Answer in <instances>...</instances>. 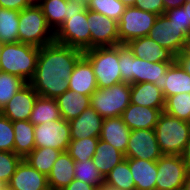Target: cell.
<instances>
[{"mask_svg": "<svg viewBox=\"0 0 190 190\" xmlns=\"http://www.w3.org/2000/svg\"><path fill=\"white\" fill-rule=\"evenodd\" d=\"M134 6L158 16L164 14L163 0H136Z\"/></svg>", "mask_w": 190, "mask_h": 190, "instance_id": "obj_43", "label": "cell"}, {"mask_svg": "<svg viewBox=\"0 0 190 190\" xmlns=\"http://www.w3.org/2000/svg\"><path fill=\"white\" fill-rule=\"evenodd\" d=\"M40 48L22 42L3 44L0 55V71L24 79L33 78Z\"/></svg>", "mask_w": 190, "mask_h": 190, "instance_id": "obj_3", "label": "cell"}, {"mask_svg": "<svg viewBox=\"0 0 190 190\" xmlns=\"http://www.w3.org/2000/svg\"><path fill=\"white\" fill-rule=\"evenodd\" d=\"M99 190H120L118 188L112 187V186H107L105 184H103Z\"/></svg>", "mask_w": 190, "mask_h": 190, "instance_id": "obj_53", "label": "cell"}, {"mask_svg": "<svg viewBox=\"0 0 190 190\" xmlns=\"http://www.w3.org/2000/svg\"><path fill=\"white\" fill-rule=\"evenodd\" d=\"M131 130L125 125L121 116L105 118L99 139L108 142L125 154Z\"/></svg>", "mask_w": 190, "mask_h": 190, "instance_id": "obj_21", "label": "cell"}, {"mask_svg": "<svg viewBox=\"0 0 190 190\" xmlns=\"http://www.w3.org/2000/svg\"><path fill=\"white\" fill-rule=\"evenodd\" d=\"M75 161L67 151L60 153L48 175L51 190H63L74 180Z\"/></svg>", "mask_w": 190, "mask_h": 190, "instance_id": "obj_24", "label": "cell"}, {"mask_svg": "<svg viewBox=\"0 0 190 190\" xmlns=\"http://www.w3.org/2000/svg\"><path fill=\"white\" fill-rule=\"evenodd\" d=\"M176 61L181 65L184 71L190 75V58H176Z\"/></svg>", "mask_w": 190, "mask_h": 190, "instance_id": "obj_49", "label": "cell"}, {"mask_svg": "<svg viewBox=\"0 0 190 190\" xmlns=\"http://www.w3.org/2000/svg\"><path fill=\"white\" fill-rule=\"evenodd\" d=\"M176 58H190V37L183 44L180 53L176 56Z\"/></svg>", "mask_w": 190, "mask_h": 190, "instance_id": "obj_48", "label": "cell"}, {"mask_svg": "<svg viewBox=\"0 0 190 190\" xmlns=\"http://www.w3.org/2000/svg\"><path fill=\"white\" fill-rule=\"evenodd\" d=\"M15 142L14 153L24 159L35 149L34 125L29 120L12 122Z\"/></svg>", "mask_w": 190, "mask_h": 190, "instance_id": "obj_28", "label": "cell"}, {"mask_svg": "<svg viewBox=\"0 0 190 190\" xmlns=\"http://www.w3.org/2000/svg\"><path fill=\"white\" fill-rule=\"evenodd\" d=\"M18 24L19 42L41 48L55 41V32L39 5L32 4L20 11Z\"/></svg>", "mask_w": 190, "mask_h": 190, "instance_id": "obj_4", "label": "cell"}, {"mask_svg": "<svg viewBox=\"0 0 190 190\" xmlns=\"http://www.w3.org/2000/svg\"><path fill=\"white\" fill-rule=\"evenodd\" d=\"M14 142L12 122L0 112V151L14 152Z\"/></svg>", "mask_w": 190, "mask_h": 190, "instance_id": "obj_40", "label": "cell"}, {"mask_svg": "<svg viewBox=\"0 0 190 190\" xmlns=\"http://www.w3.org/2000/svg\"><path fill=\"white\" fill-rule=\"evenodd\" d=\"M125 158L157 161L163 154L154 129L131 130Z\"/></svg>", "mask_w": 190, "mask_h": 190, "instance_id": "obj_11", "label": "cell"}, {"mask_svg": "<svg viewBox=\"0 0 190 190\" xmlns=\"http://www.w3.org/2000/svg\"><path fill=\"white\" fill-rule=\"evenodd\" d=\"M161 90L164 99L181 93L190 94V75L176 60L168 67L162 79Z\"/></svg>", "mask_w": 190, "mask_h": 190, "instance_id": "obj_22", "label": "cell"}, {"mask_svg": "<svg viewBox=\"0 0 190 190\" xmlns=\"http://www.w3.org/2000/svg\"><path fill=\"white\" fill-rule=\"evenodd\" d=\"M163 111L182 121L190 122V94L181 93L167 97Z\"/></svg>", "mask_w": 190, "mask_h": 190, "instance_id": "obj_34", "label": "cell"}, {"mask_svg": "<svg viewBox=\"0 0 190 190\" xmlns=\"http://www.w3.org/2000/svg\"><path fill=\"white\" fill-rule=\"evenodd\" d=\"M131 87L129 83L120 82L111 87L97 88L90 96V106L103 118L121 116L129 106Z\"/></svg>", "mask_w": 190, "mask_h": 190, "instance_id": "obj_7", "label": "cell"}, {"mask_svg": "<svg viewBox=\"0 0 190 190\" xmlns=\"http://www.w3.org/2000/svg\"><path fill=\"white\" fill-rule=\"evenodd\" d=\"M22 158L14 152L0 151V185H7Z\"/></svg>", "mask_w": 190, "mask_h": 190, "instance_id": "obj_39", "label": "cell"}, {"mask_svg": "<svg viewBox=\"0 0 190 190\" xmlns=\"http://www.w3.org/2000/svg\"><path fill=\"white\" fill-rule=\"evenodd\" d=\"M74 179L83 181L84 183L91 184L96 188L104 184L105 178L94 165L92 159L87 160L86 162H75L74 167Z\"/></svg>", "mask_w": 190, "mask_h": 190, "instance_id": "obj_37", "label": "cell"}, {"mask_svg": "<svg viewBox=\"0 0 190 190\" xmlns=\"http://www.w3.org/2000/svg\"><path fill=\"white\" fill-rule=\"evenodd\" d=\"M186 0H163L164 3V13L167 10L178 8L182 6Z\"/></svg>", "mask_w": 190, "mask_h": 190, "instance_id": "obj_46", "label": "cell"}, {"mask_svg": "<svg viewBox=\"0 0 190 190\" xmlns=\"http://www.w3.org/2000/svg\"><path fill=\"white\" fill-rule=\"evenodd\" d=\"M172 23L190 37V23H187V10L180 6L164 13Z\"/></svg>", "mask_w": 190, "mask_h": 190, "instance_id": "obj_42", "label": "cell"}, {"mask_svg": "<svg viewBox=\"0 0 190 190\" xmlns=\"http://www.w3.org/2000/svg\"><path fill=\"white\" fill-rule=\"evenodd\" d=\"M62 151L53 148H35L30 154H28L24 160L38 172L48 175L52 170L54 162L59 157Z\"/></svg>", "mask_w": 190, "mask_h": 190, "instance_id": "obj_30", "label": "cell"}, {"mask_svg": "<svg viewBox=\"0 0 190 190\" xmlns=\"http://www.w3.org/2000/svg\"><path fill=\"white\" fill-rule=\"evenodd\" d=\"M2 48H3V43L0 42V55H1Z\"/></svg>", "mask_w": 190, "mask_h": 190, "instance_id": "obj_57", "label": "cell"}, {"mask_svg": "<svg viewBox=\"0 0 190 190\" xmlns=\"http://www.w3.org/2000/svg\"><path fill=\"white\" fill-rule=\"evenodd\" d=\"M171 64L165 62H149L146 59L135 57L132 53L133 84L151 82L161 89L162 79Z\"/></svg>", "mask_w": 190, "mask_h": 190, "instance_id": "obj_19", "label": "cell"}, {"mask_svg": "<svg viewBox=\"0 0 190 190\" xmlns=\"http://www.w3.org/2000/svg\"><path fill=\"white\" fill-rule=\"evenodd\" d=\"M135 57L149 62L173 63L176 56L167 48H163L149 36L129 41L125 44Z\"/></svg>", "mask_w": 190, "mask_h": 190, "instance_id": "obj_15", "label": "cell"}, {"mask_svg": "<svg viewBox=\"0 0 190 190\" xmlns=\"http://www.w3.org/2000/svg\"><path fill=\"white\" fill-rule=\"evenodd\" d=\"M148 36L175 56L180 53L183 44L188 39V36L176 27L165 14L157 17Z\"/></svg>", "mask_w": 190, "mask_h": 190, "instance_id": "obj_13", "label": "cell"}, {"mask_svg": "<svg viewBox=\"0 0 190 190\" xmlns=\"http://www.w3.org/2000/svg\"><path fill=\"white\" fill-rule=\"evenodd\" d=\"M136 190H155L157 161L128 158Z\"/></svg>", "mask_w": 190, "mask_h": 190, "instance_id": "obj_23", "label": "cell"}, {"mask_svg": "<svg viewBox=\"0 0 190 190\" xmlns=\"http://www.w3.org/2000/svg\"><path fill=\"white\" fill-rule=\"evenodd\" d=\"M88 27L91 35V48L120 44L118 22L115 20L99 12L88 10Z\"/></svg>", "mask_w": 190, "mask_h": 190, "instance_id": "obj_12", "label": "cell"}, {"mask_svg": "<svg viewBox=\"0 0 190 190\" xmlns=\"http://www.w3.org/2000/svg\"><path fill=\"white\" fill-rule=\"evenodd\" d=\"M31 4L38 5L42 0H28Z\"/></svg>", "mask_w": 190, "mask_h": 190, "instance_id": "obj_55", "label": "cell"}, {"mask_svg": "<svg viewBox=\"0 0 190 190\" xmlns=\"http://www.w3.org/2000/svg\"><path fill=\"white\" fill-rule=\"evenodd\" d=\"M182 6L187 10V23H190V0H186Z\"/></svg>", "mask_w": 190, "mask_h": 190, "instance_id": "obj_50", "label": "cell"}, {"mask_svg": "<svg viewBox=\"0 0 190 190\" xmlns=\"http://www.w3.org/2000/svg\"><path fill=\"white\" fill-rule=\"evenodd\" d=\"M183 190H190V172L187 173L183 183Z\"/></svg>", "mask_w": 190, "mask_h": 190, "instance_id": "obj_51", "label": "cell"}, {"mask_svg": "<svg viewBox=\"0 0 190 190\" xmlns=\"http://www.w3.org/2000/svg\"><path fill=\"white\" fill-rule=\"evenodd\" d=\"M123 160H125L124 153L99 139L92 161L104 178Z\"/></svg>", "mask_w": 190, "mask_h": 190, "instance_id": "obj_27", "label": "cell"}, {"mask_svg": "<svg viewBox=\"0 0 190 190\" xmlns=\"http://www.w3.org/2000/svg\"><path fill=\"white\" fill-rule=\"evenodd\" d=\"M155 190H181L188 173L181 155H162L157 160Z\"/></svg>", "mask_w": 190, "mask_h": 190, "instance_id": "obj_9", "label": "cell"}, {"mask_svg": "<svg viewBox=\"0 0 190 190\" xmlns=\"http://www.w3.org/2000/svg\"><path fill=\"white\" fill-rule=\"evenodd\" d=\"M83 51L53 42L40 48L29 84L40 97L56 99L69 89L68 80Z\"/></svg>", "mask_w": 190, "mask_h": 190, "instance_id": "obj_1", "label": "cell"}, {"mask_svg": "<svg viewBox=\"0 0 190 190\" xmlns=\"http://www.w3.org/2000/svg\"><path fill=\"white\" fill-rule=\"evenodd\" d=\"M131 100L130 103L142 107L164 109L165 99L162 90L151 82L130 84Z\"/></svg>", "mask_w": 190, "mask_h": 190, "instance_id": "obj_25", "label": "cell"}, {"mask_svg": "<svg viewBox=\"0 0 190 190\" xmlns=\"http://www.w3.org/2000/svg\"><path fill=\"white\" fill-rule=\"evenodd\" d=\"M158 15L143 11L135 6L126 7L118 22L120 44L148 36Z\"/></svg>", "mask_w": 190, "mask_h": 190, "instance_id": "obj_8", "label": "cell"}, {"mask_svg": "<svg viewBox=\"0 0 190 190\" xmlns=\"http://www.w3.org/2000/svg\"><path fill=\"white\" fill-rule=\"evenodd\" d=\"M90 61L97 87L107 88L122 82L119 69V45L96 47L83 51Z\"/></svg>", "mask_w": 190, "mask_h": 190, "instance_id": "obj_6", "label": "cell"}, {"mask_svg": "<svg viewBox=\"0 0 190 190\" xmlns=\"http://www.w3.org/2000/svg\"><path fill=\"white\" fill-rule=\"evenodd\" d=\"M27 82L15 75L0 71V112Z\"/></svg>", "mask_w": 190, "mask_h": 190, "instance_id": "obj_35", "label": "cell"}, {"mask_svg": "<svg viewBox=\"0 0 190 190\" xmlns=\"http://www.w3.org/2000/svg\"><path fill=\"white\" fill-rule=\"evenodd\" d=\"M19 11L0 7V42H18Z\"/></svg>", "mask_w": 190, "mask_h": 190, "instance_id": "obj_32", "label": "cell"}, {"mask_svg": "<svg viewBox=\"0 0 190 190\" xmlns=\"http://www.w3.org/2000/svg\"><path fill=\"white\" fill-rule=\"evenodd\" d=\"M31 5L28 0H0V7L19 12Z\"/></svg>", "mask_w": 190, "mask_h": 190, "instance_id": "obj_44", "label": "cell"}, {"mask_svg": "<svg viewBox=\"0 0 190 190\" xmlns=\"http://www.w3.org/2000/svg\"><path fill=\"white\" fill-rule=\"evenodd\" d=\"M58 108L64 120L70 121L77 118L90 106V96L67 90L56 98Z\"/></svg>", "mask_w": 190, "mask_h": 190, "instance_id": "obj_26", "label": "cell"}, {"mask_svg": "<svg viewBox=\"0 0 190 190\" xmlns=\"http://www.w3.org/2000/svg\"><path fill=\"white\" fill-rule=\"evenodd\" d=\"M181 156L186 165L187 171L190 172V136H189V140L187 141L185 149H184L183 153L181 154Z\"/></svg>", "mask_w": 190, "mask_h": 190, "instance_id": "obj_47", "label": "cell"}, {"mask_svg": "<svg viewBox=\"0 0 190 190\" xmlns=\"http://www.w3.org/2000/svg\"><path fill=\"white\" fill-rule=\"evenodd\" d=\"M63 190H99L95 186L84 183L78 179H74L69 185H67Z\"/></svg>", "mask_w": 190, "mask_h": 190, "instance_id": "obj_45", "label": "cell"}, {"mask_svg": "<svg viewBox=\"0 0 190 190\" xmlns=\"http://www.w3.org/2000/svg\"><path fill=\"white\" fill-rule=\"evenodd\" d=\"M38 93L27 83L6 104L1 113L11 122L29 120Z\"/></svg>", "mask_w": 190, "mask_h": 190, "instance_id": "obj_14", "label": "cell"}, {"mask_svg": "<svg viewBox=\"0 0 190 190\" xmlns=\"http://www.w3.org/2000/svg\"><path fill=\"white\" fill-rule=\"evenodd\" d=\"M99 138L71 140L67 149L68 154L75 162H86L93 159Z\"/></svg>", "mask_w": 190, "mask_h": 190, "instance_id": "obj_36", "label": "cell"}, {"mask_svg": "<svg viewBox=\"0 0 190 190\" xmlns=\"http://www.w3.org/2000/svg\"><path fill=\"white\" fill-rule=\"evenodd\" d=\"M163 110L130 103L121 118L130 130L154 129Z\"/></svg>", "mask_w": 190, "mask_h": 190, "instance_id": "obj_18", "label": "cell"}, {"mask_svg": "<svg viewBox=\"0 0 190 190\" xmlns=\"http://www.w3.org/2000/svg\"><path fill=\"white\" fill-rule=\"evenodd\" d=\"M55 42L82 51L91 49L88 9L84 3L68 0L65 21L55 31Z\"/></svg>", "mask_w": 190, "mask_h": 190, "instance_id": "obj_2", "label": "cell"}, {"mask_svg": "<svg viewBox=\"0 0 190 190\" xmlns=\"http://www.w3.org/2000/svg\"><path fill=\"white\" fill-rule=\"evenodd\" d=\"M118 64L122 82L133 84L132 52L126 45L119 44Z\"/></svg>", "mask_w": 190, "mask_h": 190, "instance_id": "obj_41", "label": "cell"}, {"mask_svg": "<svg viewBox=\"0 0 190 190\" xmlns=\"http://www.w3.org/2000/svg\"><path fill=\"white\" fill-rule=\"evenodd\" d=\"M88 10L99 12L104 16L119 22L127 6L120 0H89Z\"/></svg>", "mask_w": 190, "mask_h": 190, "instance_id": "obj_38", "label": "cell"}, {"mask_svg": "<svg viewBox=\"0 0 190 190\" xmlns=\"http://www.w3.org/2000/svg\"><path fill=\"white\" fill-rule=\"evenodd\" d=\"M71 1H75V2H80V3H84L85 5L88 4L89 0H71Z\"/></svg>", "mask_w": 190, "mask_h": 190, "instance_id": "obj_56", "label": "cell"}, {"mask_svg": "<svg viewBox=\"0 0 190 190\" xmlns=\"http://www.w3.org/2000/svg\"><path fill=\"white\" fill-rule=\"evenodd\" d=\"M38 5L46 17L47 24L55 32L65 21L68 0H42Z\"/></svg>", "mask_w": 190, "mask_h": 190, "instance_id": "obj_31", "label": "cell"}, {"mask_svg": "<svg viewBox=\"0 0 190 190\" xmlns=\"http://www.w3.org/2000/svg\"><path fill=\"white\" fill-rule=\"evenodd\" d=\"M105 185L118 188L120 190H136L133 176L128 164V158L116 165L105 177Z\"/></svg>", "mask_w": 190, "mask_h": 190, "instance_id": "obj_33", "label": "cell"}, {"mask_svg": "<svg viewBox=\"0 0 190 190\" xmlns=\"http://www.w3.org/2000/svg\"><path fill=\"white\" fill-rule=\"evenodd\" d=\"M103 118L91 107L86 108L77 118L69 121L71 140L99 138Z\"/></svg>", "mask_w": 190, "mask_h": 190, "instance_id": "obj_17", "label": "cell"}, {"mask_svg": "<svg viewBox=\"0 0 190 190\" xmlns=\"http://www.w3.org/2000/svg\"><path fill=\"white\" fill-rule=\"evenodd\" d=\"M163 155H181L190 136V122L162 112L154 128Z\"/></svg>", "mask_w": 190, "mask_h": 190, "instance_id": "obj_5", "label": "cell"}, {"mask_svg": "<svg viewBox=\"0 0 190 190\" xmlns=\"http://www.w3.org/2000/svg\"><path fill=\"white\" fill-rule=\"evenodd\" d=\"M0 190H13V189L7 184V185H0Z\"/></svg>", "mask_w": 190, "mask_h": 190, "instance_id": "obj_54", "label": "cell"}, {"mask_svg": "<svg viewBox=\"0 0 190 190\" xmlns=\"http://www.w3.org/2000/svg\"><path fill=\"white\" fill-rule=\"evenodd\" d=\"M35 148L50 147L67 151L71 141L70 124L62 119L45 122L34 126Z\"/></svg>", "mask_w": 190, "mask_h": 190, "instance_id": "obj_10", "label": "cell"}, {"mask_svg": "<svg viewBox=\"0 0 190 190\" xmlns=\"http://www.w3.org/2000/svg\"><path fill=\"white\" fill-rule=\"evenodd\" d=\"M125 6H134L136 0H120Z\"/></svg>", "mask_w": 190, "mask_h": 190, "instance_id": "obj_52", "label": "cell"}, {"mask_svg": "<svg viewBox=\"0 0 190 190\" xmlns=\"http://www.w3.org/2000/svg\"><path fill=\"white\" fill-rule=\"evenodd\" d=\"M62 119L56 99L38 96L35 100L29 121L34 125Z\"/></svg>", "mask_w": 190, "mask_h": 190, "instance_id": "obj_29", "label": "cell"}, {"mask_svg": "<svg viewBox=\"0 0 190 190\" xmlns=\"http://www.w3.org/2000/svg\"><path fill=\"white\" fill-rule=\"evenodd\" d=\"M68 84L69 90L86 96H91L97 90L92 65L84 55L76 63Z\"/></svg>", "mask_w": 190, "mask_h": 190, "instance_id": "obj_20", "label": "cell"}, {"mask_svg": "<svg viewBox=\"0 0 190 190\" xmlns=\"http://www.w3.org/2000/svg\"><path fill=\"white\" fill-rule=\"evenodd\" d=\"M8 185L13 190H49L48 177L31 167L24 159L17 165Z\"/></svg>", "mask_w": 190, "mask_h": 190, "instance_id": "obj_16", "label": "cell"}]
</instances>
